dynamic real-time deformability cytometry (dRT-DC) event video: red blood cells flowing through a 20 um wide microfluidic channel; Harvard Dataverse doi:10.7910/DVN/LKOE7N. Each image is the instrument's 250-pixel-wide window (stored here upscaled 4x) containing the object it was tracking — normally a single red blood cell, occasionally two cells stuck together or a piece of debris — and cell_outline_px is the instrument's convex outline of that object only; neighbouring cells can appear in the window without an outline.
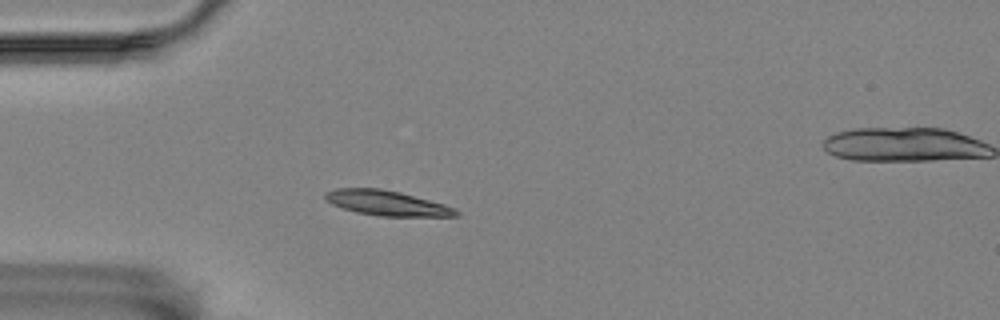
{"species": "Egyptian fruit bat (a non-hibernating species)", "species_latin": "Rousettus aegyptiacus", "temperature_condition": "room temperature", "stored_images_in_passage": 4, "camera_frame_rate_fps": 3000, "um_per_image_px": 0.085, "animal": {"sex": "female"}, "frame": {"image": 1, "passage_image": 3, "time_ms": 2.333, "image_size_px": [1000, 320], "cell_outline_px": [[460, 216], [380, 216], [356, 212], [332, 204], [324, 200], [324, 192], [336, 188], [380, 188], [400, 192], [444, 204], [456, 208], [460, 212]], "centroid_in_image_um": [32.87, 17.25], "position_along_channel_um": 52.1, "area_um2": 19.13}}